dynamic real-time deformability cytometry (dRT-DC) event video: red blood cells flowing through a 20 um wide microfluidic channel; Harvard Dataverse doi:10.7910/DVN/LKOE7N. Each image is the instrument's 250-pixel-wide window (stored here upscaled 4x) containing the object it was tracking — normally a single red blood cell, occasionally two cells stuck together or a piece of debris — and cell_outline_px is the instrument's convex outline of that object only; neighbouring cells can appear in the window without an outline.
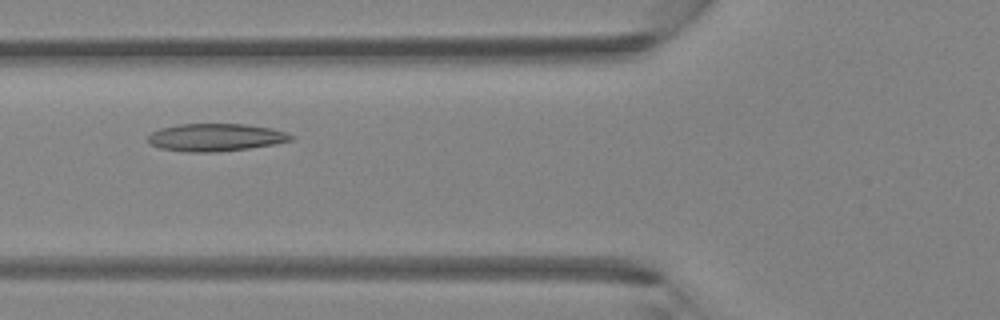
{"species": "Egyptian fruit bat (a non-hibernating species)", "species_latin": "Rousettus aegyptiacus", "temperature_condition": "room temperature", "stored_images_in_passage": 43, "camera_frame_rate_fps": 3000, "um_per_image_px": 0.085, "animal": {"sex": "female"}, "frame": {"image": 1, "passage_image": 14, "time_ms": 4.333, "image_size_px": [1000, 320], "cell_outline_px": [[292, 140], [276, 144], [248, 148], [216, 152], [184, 152], [160, 148], [152, 144], [148, 140], [148, 136], [152, 132], [160, 128], [180, 124], [244, 124], [272, 128], [284, 132], [292, 136]], "centroid_in_image_um": [18.31, 11.68], "position_along_channel_um": 107.5, "area_um2": 22.89}}
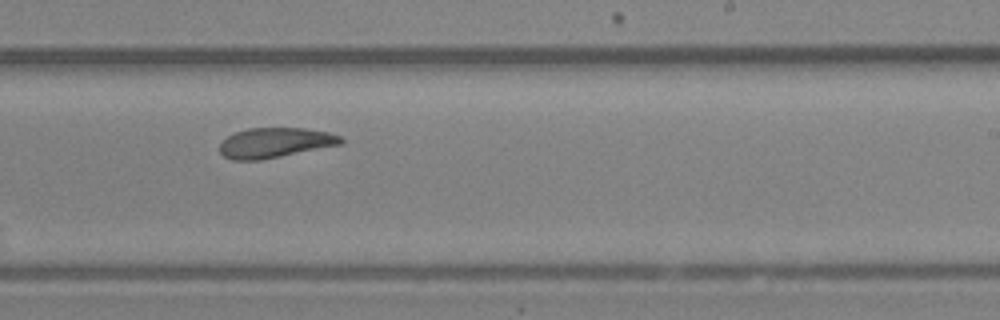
{"frame": {"image": 2, "passage_image": 25, "time_ms": 8.0, "image_size_px": [1000, 320], "cell_outline_px": [[344, 140], [340, 144], [260, 160], [232, 160], [224, 156], [220, 152], [220, 144], [228, 136], [236, 132], [248, 128], [304, 128], [328, 132], [340, 136]], "centroid_in_image_um": [23.35, 12.13], "position_along_channel_um": 265.6, "area_um2": 20.87}}
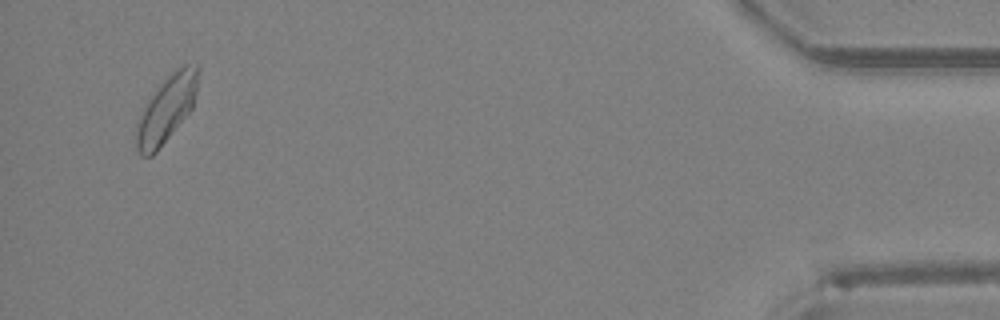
{"frame": {"image": 3, "passage_image": 41, "time_ms": 13.333, "image_size_px": [1000, 320], "cell_outline_px": [[200, 72], [196, 92], [192, 108], [156, 152], [152, 156], [140, 156], [136, 148], [136, 120], [140, 112], [148, 100], [160, 84], [172, 72], [184, 64], [200, 64]], "centroid_in_image_um": [14.15, 9.25], "position_along_channel_um": 421.1, "area_um2": 23.93}}